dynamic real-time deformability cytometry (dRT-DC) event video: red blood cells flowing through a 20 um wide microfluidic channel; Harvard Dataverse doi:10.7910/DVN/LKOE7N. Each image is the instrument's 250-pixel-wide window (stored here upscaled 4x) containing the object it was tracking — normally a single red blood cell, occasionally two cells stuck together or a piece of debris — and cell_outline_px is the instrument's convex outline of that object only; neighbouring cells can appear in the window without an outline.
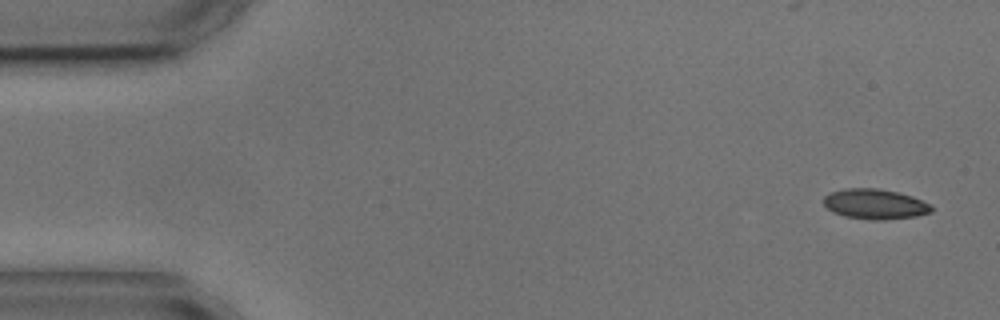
{"species": "common noctule bat (a hibernating species)", "species_latin": "Nyctalus noctula", "temperature_condition": "cold", "stored_images_in_passage": 7, "camera_frame_rate_fps": 3000, "um_per_image_px": 0.085, "animal": {"sex": "male", "body_mass_g": 17.9, "forearm_length_mm": 54.2}, "frame": {"image": 1, "passage_image": 1, "time_ms": 0.0, "image_size_px": [1000, 320], "cell_outline_px": [[932, 212], [916, 216], [884, 220], [868, 220], [844, 216], [832, 212], [824, 204], [824, 196], [832, 192], [844, 188], [876, 188], [896, 192], [912, 196], [928, 204], [932, 208]], "centroid_in_image_um": [74.34, 17.35], "position_along_channel_um": 10.7, "area_um2": 18.84}}